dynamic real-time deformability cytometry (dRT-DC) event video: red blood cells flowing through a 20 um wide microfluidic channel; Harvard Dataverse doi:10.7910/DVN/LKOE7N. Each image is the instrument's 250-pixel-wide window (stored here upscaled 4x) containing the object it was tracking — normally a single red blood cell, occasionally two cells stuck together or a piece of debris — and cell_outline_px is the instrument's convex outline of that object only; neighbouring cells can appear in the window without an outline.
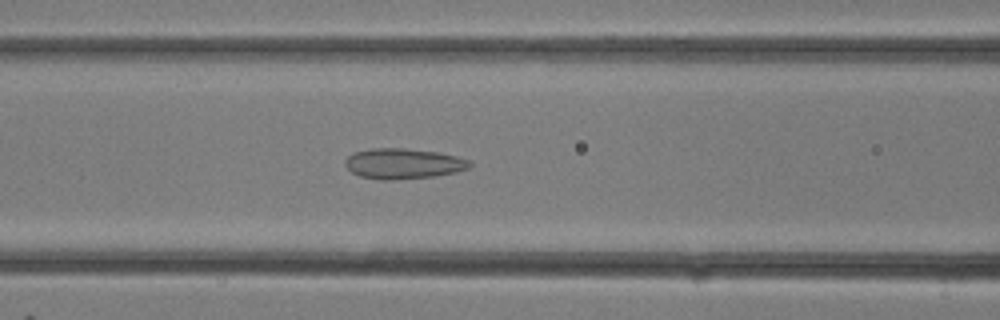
{"species": "common noctule bat (a hibernating species)", "species_latin": "Nyctalus noctula", "temperature_condition": "room temperature", "stored_images_in_passage": 30, "camera_frame_rate_fps": 3000, "um_per_image_px": 0.085, "animal": {"sex": "female"}, "frame": {"image": 1, "passage_image": 12, "time_ms": 3.667, "image_size_px": [1000, 320], "cell_outline_px": [[472, 164], [468, 168], [456, 172], [436, 176], [392, 180], [384, 180], [360, 176], [352, 172], [344, 164], [344, 160], [352, 152], [372, 148], [404, 148], [436, 152], [456, 156], [472, 160]], "centroid_in_image_um": [34.28, 13.9], "position_along_channel_um": 132.3, "area_um2": 22.2}}
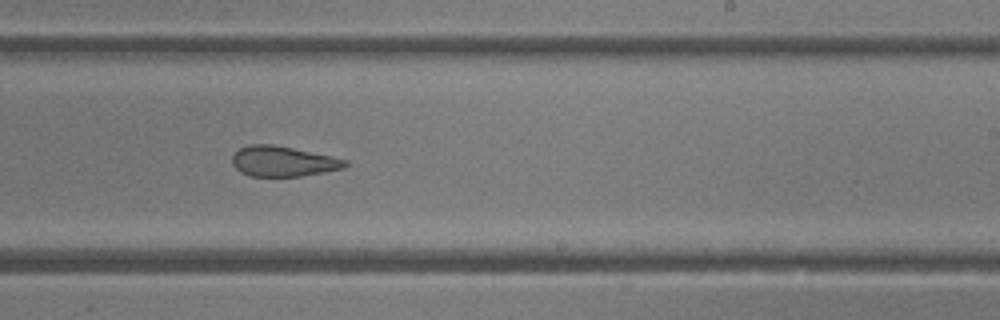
{"frame": {"image": 2, "passage_image": 18, "time_ms": 5.667, "image_size_px": [1000, 320], "cell_outline_px": [[348, 164], [344, 168], [324, 172], [300, 176], [252, 176], [240, 172], [232, 164], [232, 156], [240, 148], [252, 144], [272, 144], [292, 148], [348, 160]], "centroid_in_image_um": [24.04, 13.72], "position_along_channel_um": 265.0, "area_um2": 19.71}}
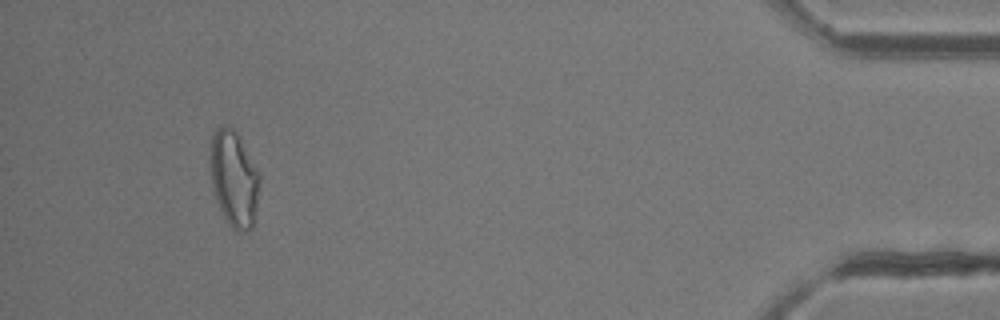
{"frame": {"image": 3, "passage_image": 28, "time_ms": 9.0, "image_size_px": [1000, 320], "cell_outline_px": [[260, 176], [256, 204], [252, 228], [248, 232], [240, 232], [232, 228], [228, 224], [220, 208], [212, 184], [212, 136], [216, 128], [224, 124], [232, 128], [240, 136]], "centroid_in_image_um": [19.91, 15.19], "position_along_channel_um": 415.3, "area_um2": 26.88}}